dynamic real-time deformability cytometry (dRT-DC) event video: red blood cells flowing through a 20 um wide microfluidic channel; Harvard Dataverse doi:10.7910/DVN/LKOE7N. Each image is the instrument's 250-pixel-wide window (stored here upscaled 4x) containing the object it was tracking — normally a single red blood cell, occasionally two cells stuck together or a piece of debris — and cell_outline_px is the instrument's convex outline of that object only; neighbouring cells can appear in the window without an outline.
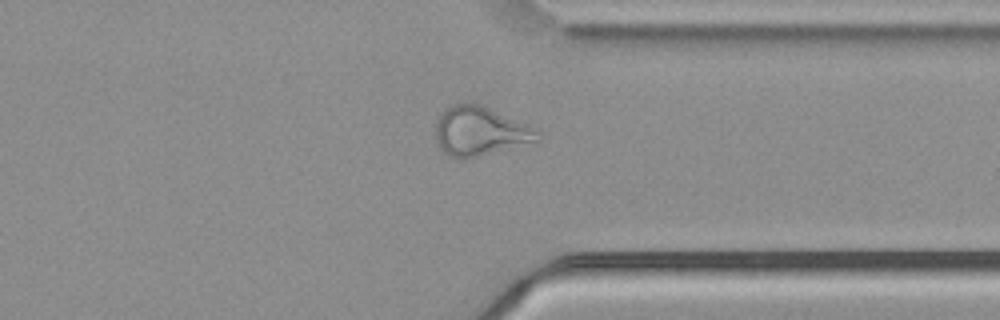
{"species": "common noctule bat (a hibernating species)", "species_latin": "Nyctalus noctula", "temperature_condition": "cold", "stored_images_in_passage": 54, "camera_frame_rate_fps": 3000, "um_per_image_px": 0.085, "animal": {"sex": "male", "body_mass_g": 21.5, "forearm_length_mm": 52.0}, "frame": {"image": 1, "passage_image": 42, "time_ms": 13.667, "image_size_px": [1000, 320], "cell_outline_px": [[540, 140], [464, 160], [448, 156], [440, 148], [436, 140], [436, 120], [444, 108], [460, 100], [464, 100], [480, 104], [524, 124], [532, 128], [536, 132]], "centroid_in_image_um": [40.68, 11.13], "position_along_channel_um": 370.7, "area_um2": 29.07}}
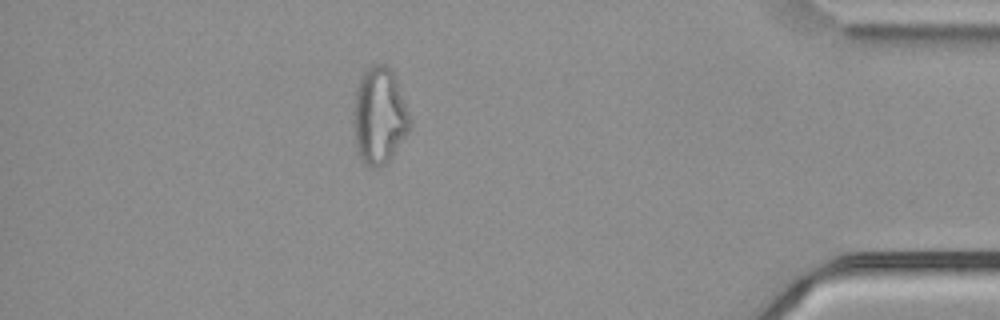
{"frame": {"image": 2, "passage_image": 48, "time_ms": 15.667, "image_size_px": [1000, 320], "cell_outline_px": [[412, 124], [408, 132], [388, 160], [380, 168], [372, 168], [364, 164], [356, 148], [352, 120], [356, 88], [364, 72], [372, 64], [388, 64], [392, 68], [408, 112]], "centroid_in_image_um": [32.22, 9.84], "position_along_channel_um": 403.0, "area_um2": 31.79}}